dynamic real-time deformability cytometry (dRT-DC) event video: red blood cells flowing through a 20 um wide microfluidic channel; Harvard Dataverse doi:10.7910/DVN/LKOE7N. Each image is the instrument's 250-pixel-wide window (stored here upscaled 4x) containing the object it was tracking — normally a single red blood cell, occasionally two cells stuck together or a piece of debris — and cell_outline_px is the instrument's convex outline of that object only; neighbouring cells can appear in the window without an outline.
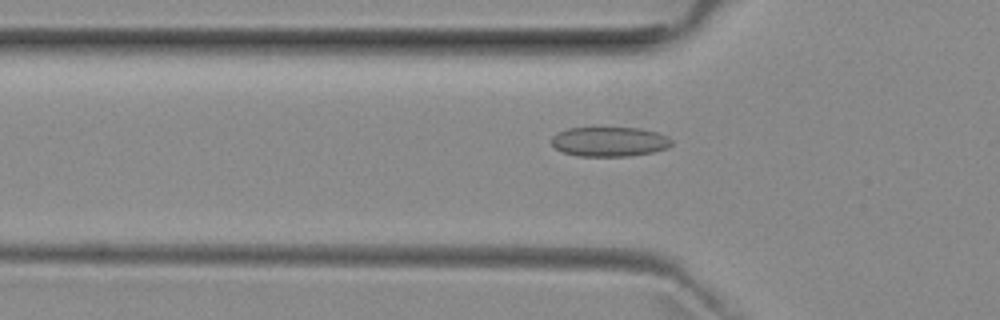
{"species": "common noctule bat (a hibernating species)", "species_latin": "Nyctalus noctula", "temperature_condition": "room temperature", "stored_images_in_passage": 46, "camera_frame_rate_fps": 3000, "um_per_image_px": 0.085, "animal": {"sex": "female", "body_mass_g": 29.2, "forearm_length_mm": 56.3}, "frame": {"image": 1, "passage_image": 11, "time_ms": 3.333, "image_size_px": [1000, 320], "cell_outline_px": [[672, 144], [668, 148], [652, 152], [628, 156], [576, 156], [564, 152], [556, 148], [552, 144], [552, 136], [556, 132], [568, 128], [600, 124], [640, 128], [656, 132], [668, 136], [672, 140]], "centroid_in_image_um": [51.78, 11.98], "position_along_channel_um": 74.0, "area_um2": 21.79}}
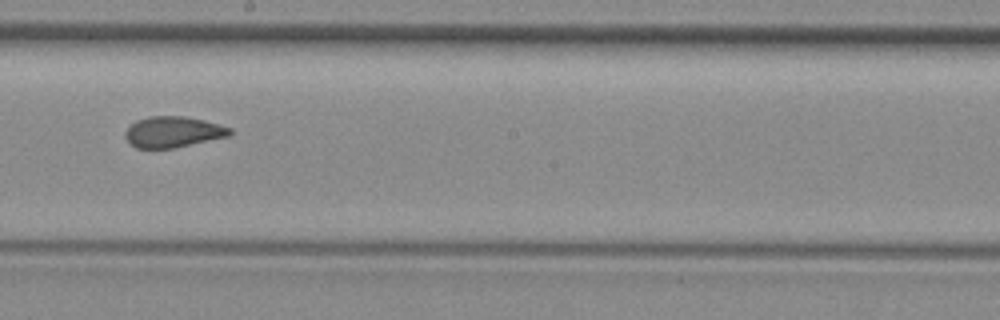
{"frame": {"image": 2, "passage_image": 23, "time_ms": 7.333, "image_size_px": [1000, 320], "cell_outline_px": [[232, 136], [172, 148], [136, 148], [124, 136], [124, 132], [136, 120], [148, 116], [184, 116], [204, 120], [232, 128]], "centroid_in_image_um": [14.74, 11.21], "position_along_channel_um": 233.5, "area_um2": 18.9}}
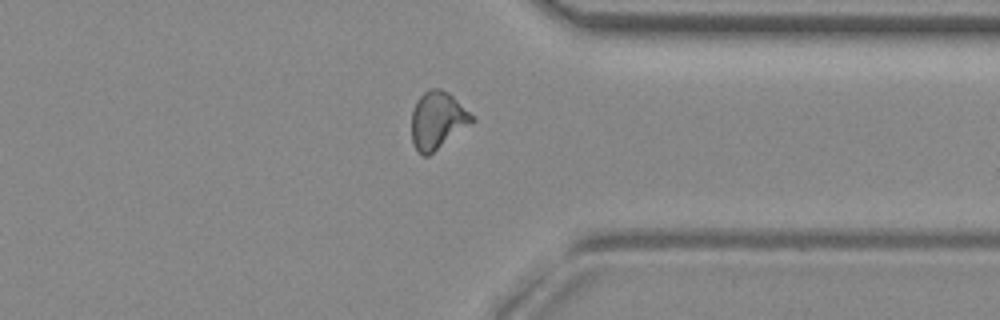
{"frame": {"image": 3, "passage_image": 34, "time_ms": 11.0, "image_size_px": [1000, 320], "cell_outline_px": [[476, 120], [472, 124], [428, 156], [424, 156], [416, 148], [412, 140], [412, 112], [416, 100], [428, 88], [440, 88], [448, 92]], "centroid_in_image_um": [37.18, 10.22], "position_along_channel_um": 374.2, "area_um2": 20.0}, "authors_computed_cell_mechanics": {"area_um2": 19.6231, "velocity_mm_per_s": 3.9742, "shape_relaxation_time_tau1_ms": null, "shape_relaxation_time_tau2_ms": 1.3161, "deformation_change_tau1": null, "deformation_change_tau2": 0.0709}}